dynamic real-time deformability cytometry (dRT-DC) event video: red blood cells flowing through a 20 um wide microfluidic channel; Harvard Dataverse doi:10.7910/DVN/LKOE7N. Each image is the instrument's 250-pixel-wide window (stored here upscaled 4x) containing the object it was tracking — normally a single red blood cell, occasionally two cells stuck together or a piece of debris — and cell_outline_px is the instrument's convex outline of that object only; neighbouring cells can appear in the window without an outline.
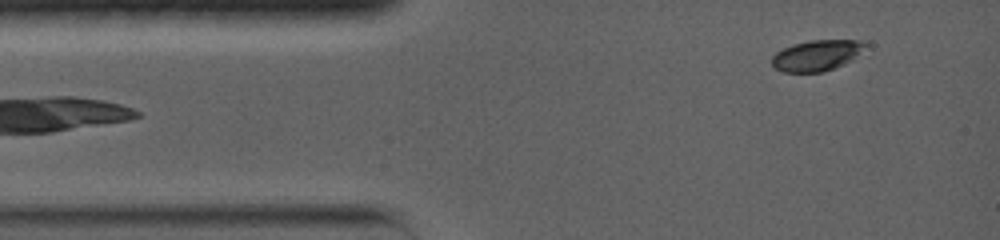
{"species": "common noctule bat (a hibernating species)", "species_latin": "Nyctalus noctula", "temperature_condition": "warm", "stored_images_in_passage": 37, "camera_frame_rate_fps": 5000, "um_per_image_px": 0.085, "animal": {"sex": "female", "body_mass_g": 19.0, "forearm_length_mm": 56.7}, "frame": {"image": 1, "passage_image": 3, "time_ms": 0.8, "image_size_px": [1000, 240], "cell_outline_px": [[872, 52], [844, 64], [820, 72], [784, 72], [776, 68], [772, 64], [772, 56], [776, 52], [792, 44], [812, 40], [864, 40], [872, 44]], "centroid_in_image_um": [69.64, 4.68], "position_along_channel_um": 15.4, "area_um2": 17.57}}
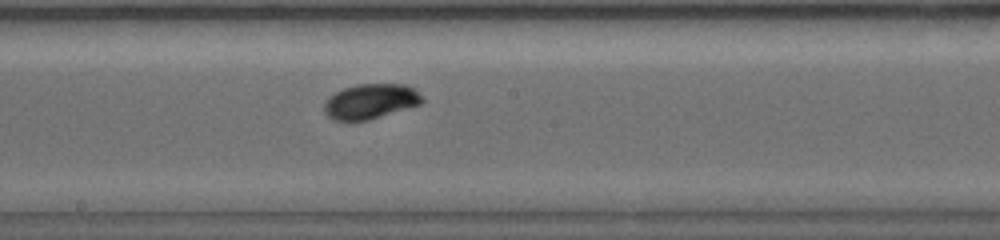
{"frame": {"image": 2, "passage_image": 22, "time_ms": 7.4, "image_size_px": [1000, 240], "cell_outline_px": [[424, 100], [420, 104], [368, 120], [352, 124], [332, 120], [324, 112], [324, 100], [328, 96], [344, 88], [356, 84], [404, 84], [416, 88]], "centroid_in_image_um": [31.44, 8.64], "position_along_channel_um": 216.8, "area_um2": 20.52}}
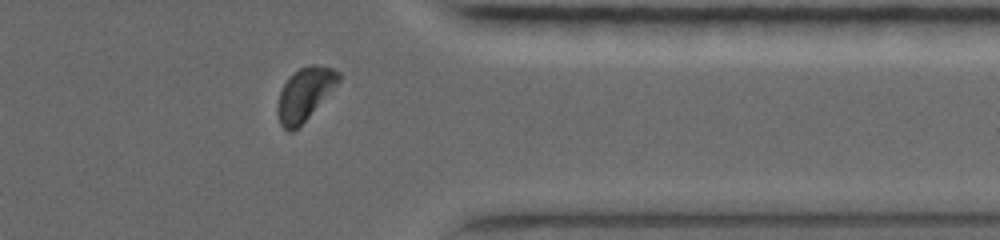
{"frame": {"image": 3, "passage_image": 35, "time_ms": 12.0, "image_size_px": [1000, 240], "cell_outline_px": [[340, 80], [308, 116], [292, 132], [288, 132], [280, 124], [276, 112], [276, 108], [280, 92], [284, 84], [300, 68], [312, 64], [316, 64], [332, 68], [340, 72]], "centroid_in_image_um": [25.88, 7.99], "position_along_channel_um": 385.5, "area_um2": 18.15}, "authors_computed_cell_mechanics": {"area_um2": 19.0162, "velocity_mm_per_s": 3.7837, "shape_relaxation_time_tau1_ms": 3.8292, "shape_relaxation_time_tau2_ms": null, "deformation_change_tau1": 0.145, "deformation_change_tau2": null}}